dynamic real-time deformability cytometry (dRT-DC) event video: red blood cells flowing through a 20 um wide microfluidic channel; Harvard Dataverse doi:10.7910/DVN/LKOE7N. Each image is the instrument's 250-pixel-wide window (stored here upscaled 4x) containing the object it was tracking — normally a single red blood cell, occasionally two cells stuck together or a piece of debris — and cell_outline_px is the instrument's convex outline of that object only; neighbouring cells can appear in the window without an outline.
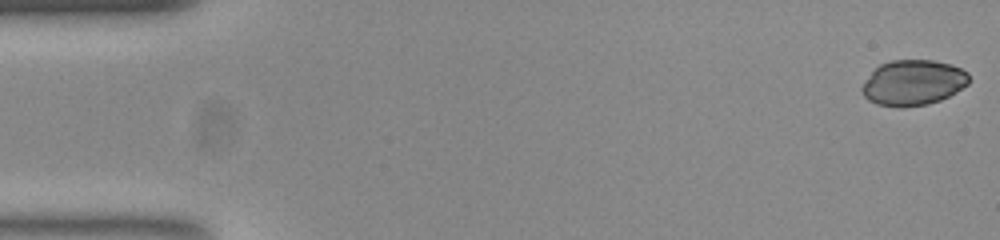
{"species": "common noctule bat (a hibernating species)", "species_latin": "Nyctalus noctula", "temperature_condition": "room temperature", "stored_images_in_passage": 52, "camera_frame_rate_fps": 3000, "um_per_image_px": 0.085, "animal": {"sex": "female", "body_mass_g": 23.0, "forearm_length_mm": 53.4}, "frame": {"image": 1, "passage_image": 1, "time_ms": 0.0, "image_size_px": [1000, 240], "cell_outline_px": [[968, 84], [956, 92], [940, 100], [928, 104], [900, 108], [876, 104], [868, 100], [864, 96], [860, 88], [872, 72], [880, 64], [892, 60], [932, 60], [952, 64], [968, 72]], "centroid_in_image_um": [77.61, 7.03], "position_along_channel_um": 7.4, "area_um2": 28.38}}
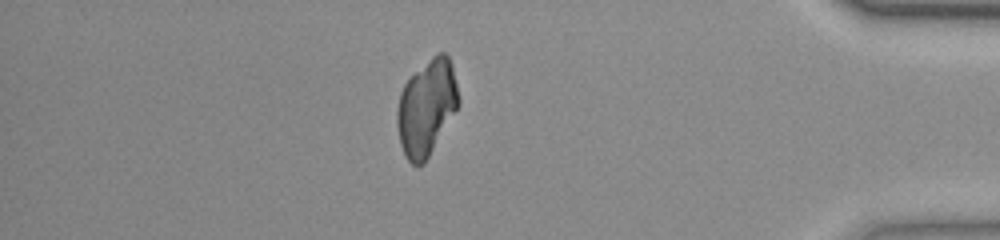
{"frame": {"image": 2, "passage_image": 45, "time_ms": 14.667, "image_size_px": [1000, 240], "cell_outline_px": [[460, 104], [424, 164], [416, 168], [404, 156], [400, 144], [396, 124], [396, 112], [400, 92], [404, 84], [436, 52], [444, 52], [448, 56], [452, 64], [460, 100]], "centroid_in_image_um": [36.25, 9.17], "position_along_channel_um": 398.9, "area_um2": 34.45}}
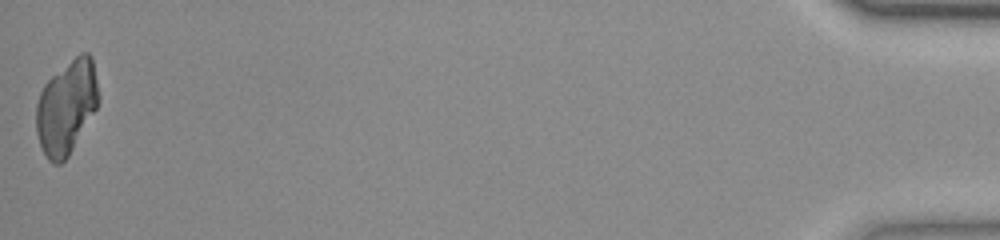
{"frame": {"image": 3, "passage_image": 52, "time_ms": 17.0, "image_size_px": [1000, 240], "cell_outline_px": [[100, 96], [96, 108], [68, 156], [60, 164], [52, 164], [48, 160], [40, 144], [36, 132], [36, 104], [40, 92], [44, 84], [52, 76], [80, 52], [88, 52], [92, 56]], "centroid_in_image_um": [5.65, 9.08], "position_along_channel_um": 429.5, "area_um2": 33.93}}